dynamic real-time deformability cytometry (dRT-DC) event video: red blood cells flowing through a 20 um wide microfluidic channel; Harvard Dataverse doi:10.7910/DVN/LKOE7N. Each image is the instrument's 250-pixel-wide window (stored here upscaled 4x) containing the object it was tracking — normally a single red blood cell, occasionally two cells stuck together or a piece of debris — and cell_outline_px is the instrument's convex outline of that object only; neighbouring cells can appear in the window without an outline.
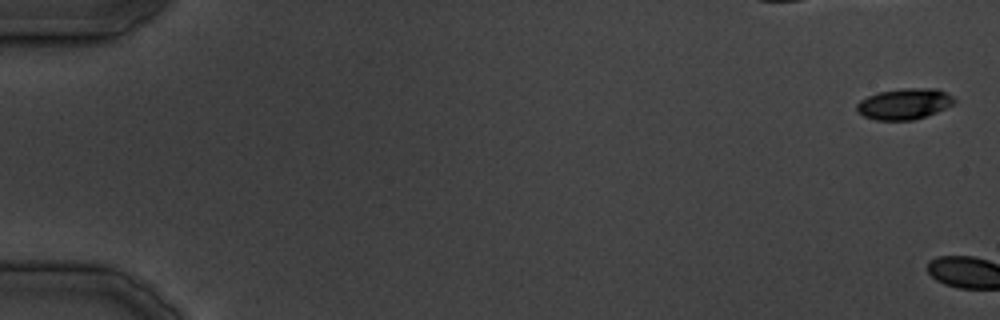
{"species": "common noctule bat (a hibernating species)", "species_latin": "Nyctalus noctula", "temperature_condition": "cold", "stored_images_in_passage": 3, "camera_frame_rate_fps": 3000, "um_per_image_px": 0.085, "animal": {"sex": "male", "body_mass_g": 19.5, "forearm_length_mm": 54.6}, "frame": {"image": 1, "passage_image": 1, "time_ms": 0.0, "image_size_px": [1000, 320], "cell_outline_px": [[956, 100], [952, 104], [936, 112], [912, 120], [876, 120], [864, 116], [856, 108], [856, 104], [860, 100], [876, 92], [904, 88], [936, 88], [952, 96]], "centroid_in_image_um": [76.84, 8.82], "position_along_channel_um": 8.2, "area_um2": 17.4}}